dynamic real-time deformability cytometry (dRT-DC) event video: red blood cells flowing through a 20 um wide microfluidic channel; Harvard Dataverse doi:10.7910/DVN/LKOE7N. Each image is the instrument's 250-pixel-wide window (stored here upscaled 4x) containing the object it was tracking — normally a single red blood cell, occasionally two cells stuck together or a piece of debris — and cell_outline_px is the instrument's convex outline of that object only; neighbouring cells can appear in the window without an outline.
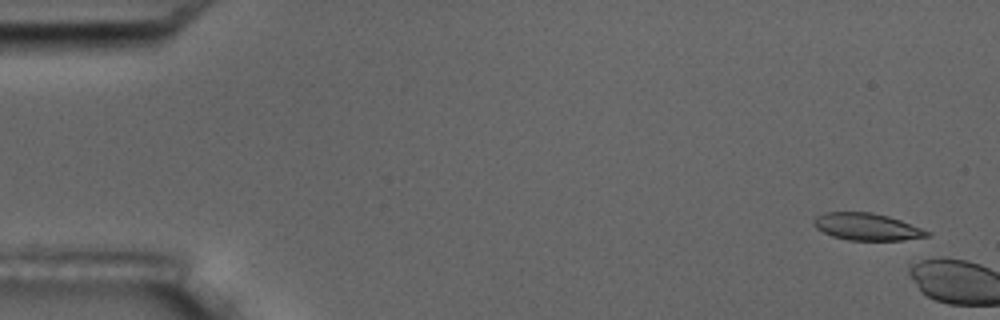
{"species": "common noctule bat (a hibernating species)", "species_latin": "Nyctalus noctula", "temperature_condition": "room temperature", "stored_images_in_passage": 8, "camera_frame_rate_fps": 3000, "um_per_image_px": 0.085, "animal": {"sex": "male", "body_mass_g": 17.5, "forearm_length_mm": 52.3}, "frame": {"image": 1, "passage_image": 1, "time_ms": 0.0, "image_size_px": [1000, 320], "cell_outline_px": [[932, 232], [928, 236], [904, 240], [848, 240], [832, 236], [816, 228], [812, 224], [812, 220], [816, 216], [824, 212], [872, 212], [888, 216], [900, 220]], "centroid_in_image_um": [73.66, 19.27], "position_along_channel_um": 11.3, "area_um2": 17.92}}